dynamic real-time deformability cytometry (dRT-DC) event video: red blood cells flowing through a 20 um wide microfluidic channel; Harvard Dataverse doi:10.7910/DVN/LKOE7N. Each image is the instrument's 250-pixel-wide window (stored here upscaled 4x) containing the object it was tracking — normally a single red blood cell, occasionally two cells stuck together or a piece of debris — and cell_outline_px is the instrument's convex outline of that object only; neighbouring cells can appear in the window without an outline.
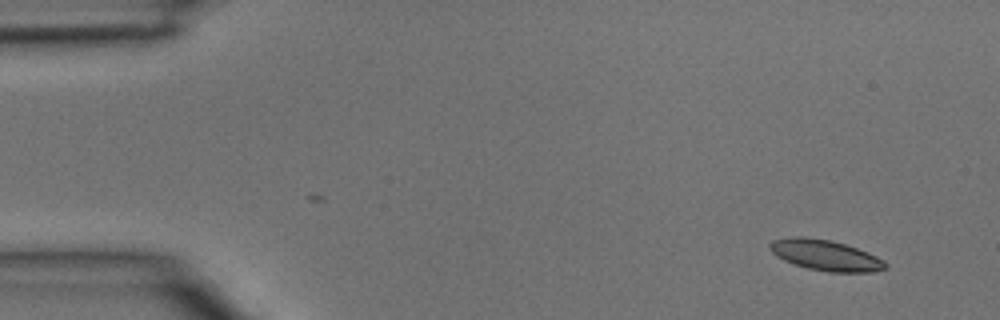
{"species": "common noctule bat (a hibernating species)", "species_latin": "Nyctalus noctula", "temperature_condition": "room temperature", "stored_images_in_passage": 3, "camera_frame_rate_fps": 3000, "um_per_image_px": 0.085, "animal": {"sex": "male", "body_mass_g": 15.6}, "frame": {"image": 1, "passage_image": 3, "time_ms": 0.667, "image_size_px": [1000, 320], "cell_outline_px": [[888, 268], [872, 272], [828, 272], [808, 268], [784, 260], [776, 256], [768, 248], [768, 244], [772, 240], [792, 236], [804, 236], [832, 240], [868, 252], [884, 260], [888, 264]], "centroid_in_image_um": [70.16, 21.68], "position_along_channel_um": 14.8, "area_um2": 20.81}}